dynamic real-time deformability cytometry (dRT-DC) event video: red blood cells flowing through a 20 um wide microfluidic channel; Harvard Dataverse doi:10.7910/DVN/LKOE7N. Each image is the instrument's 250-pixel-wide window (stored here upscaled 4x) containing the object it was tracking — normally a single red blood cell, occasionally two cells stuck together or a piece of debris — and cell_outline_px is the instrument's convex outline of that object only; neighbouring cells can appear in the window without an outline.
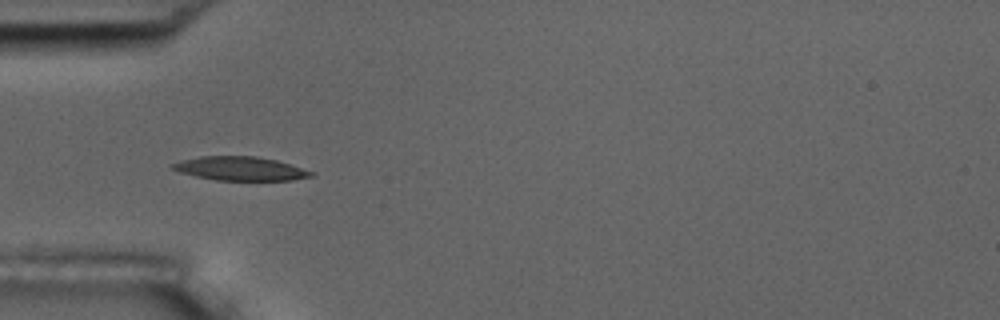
{"species": "common noctule bat (a hibernating species)", "species_latin": "Nyctalus noctula", "temperature_condition": "room temperature", "stored_images_in_passage": 10, "camera_frame_rate_fps": 3000, "um_per_image_px": 0.085, "animal": {"sex": "male", "body_mass_g": 17.5, "forearm_length_mm": 52.3}, "frame": {"image": 1, "passage_image": 4, "time_ms": 3.667, "image_size_px": [1000, 320], "cell_outline_px": [[316, 172], [312, 176], [292, 180], [216, 180], [196, 176], [180, 172], [172, 168], [168, 164], [180, 160], [200, 156], [256, 156], [276, 160]], "centroid_in_image_um": [20.4, 14.32], "position_along_channel_um": 64.6, "area_um2": 19.25}}
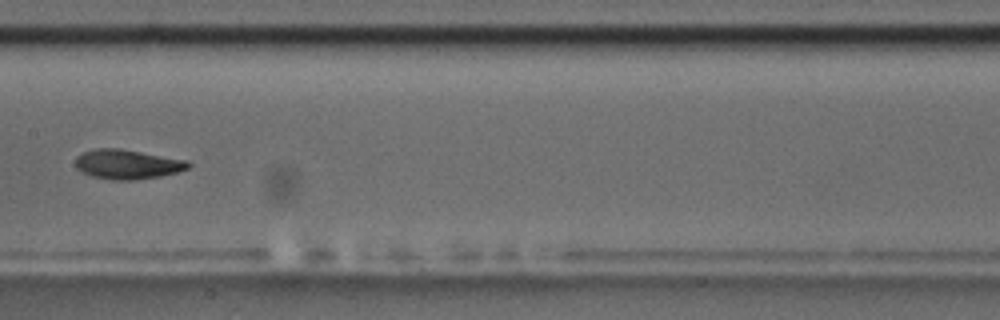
{"frame": {"image": 2, "passage_image": 7, "time_ms": 7.333, "image_size_px": [1000, 320], "cell_outline_px": [[192, 164], [188, 168], [176, 172], [160, 176], [136, 180], [112, 180], [92, 176], [76, 168], [76, 156], [84, 152], [96, 148], [120, 148], [188, 160]], "centroid_in_image_um": [10.84, 13.96], "position_along_channel_um": 196.6, "area_um2": 19.42}}